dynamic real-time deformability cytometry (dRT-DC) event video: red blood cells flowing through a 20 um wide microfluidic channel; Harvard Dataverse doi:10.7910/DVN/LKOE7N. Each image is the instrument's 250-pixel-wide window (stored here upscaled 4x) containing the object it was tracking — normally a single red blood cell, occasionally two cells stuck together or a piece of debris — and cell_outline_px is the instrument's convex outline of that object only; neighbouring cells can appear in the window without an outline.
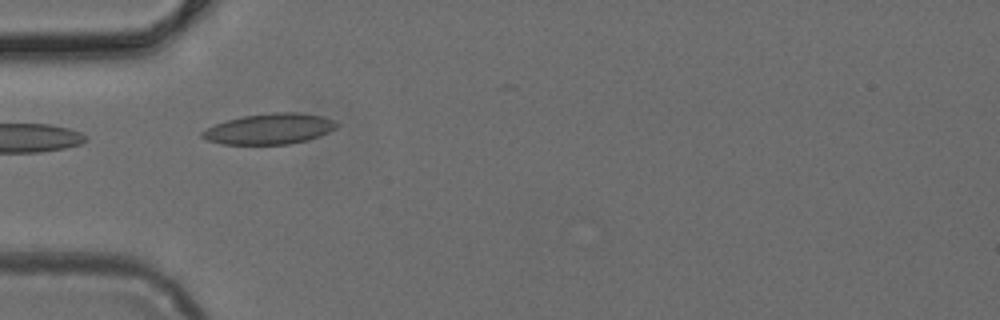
{"species": "common noctule bat (a hibernating species)", "species_latin": "Nyctalus noctula", "temperature_condition": "cold", "stored_images_in_passage": 8, "camera_frame_rate_fps": 3000, "um_per_image_px": 0.085, "animal": {"sex": "female", "body_mass_g": 24.6, "forearm_length_mm": 56.2}, "frame": {"image": 1, "passage_image": 5, "time_ms": 1.333, "image_size_px": [1000, 320], "cell_outline_px": [[340, 124], [336, 128], [320, 136], [308, 140], [288, 144], [220, 144], [208, 140], [200, 136], [200, 132], [216, 124], [228, 120], [244, 116], [272, 112], [300, 112], [320, 116], [332, 120]], "centroid_in_image_um": [22.92, 10.95], "position_along_channel_um": 62.1, "area_um2": 23.93}}
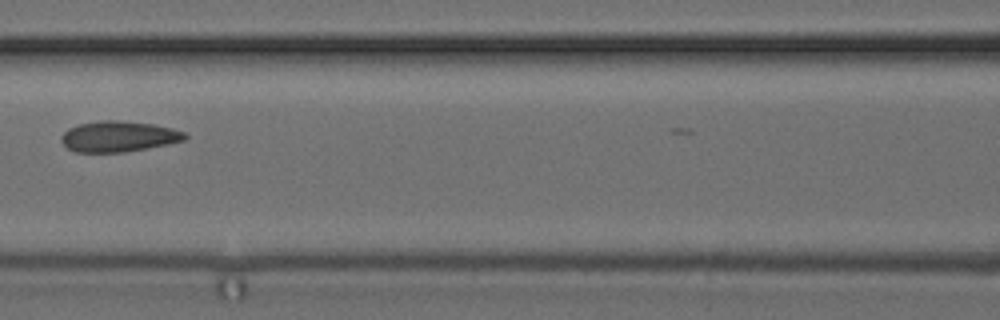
{"frame": {"image": 2, "passage_image": 7, "time_ms": 2.0, "image_size_px": [1000, 320], "cell_outline_px": [[188, 136], [184, 140], [168, 144], [124, 152], [76, 152], [68, 148], [60, 140], [60, 136], [68, 128], [80, 124], [100, 120], [116, 120], [152, 124], [172, 128], [184, 132]], "centroid_in_image_um": [10.06, 11.6], "position_along_channel_um": 156.5, "area_um2": 22.02}}
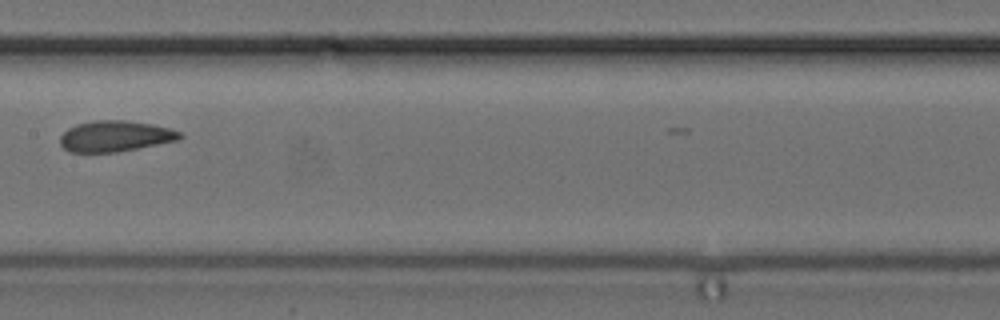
{"frame": {"image": 3, "passage_image": 8, "time_ms": 2.333, "image_size_px": [1000, 320], "cell_outline_px": [[184, 136], [180, 140], [116, 152], [68, 152], [60, 144], [60, 136], [68, 128], [76, 124], [92, 120], [124, 120], [152, 124], [172, 128], [180, 132]], "centroid_in_image_um": [9.8, 11.57], "position_along_channel_um": 197.6, "area_um2": 21.73}}